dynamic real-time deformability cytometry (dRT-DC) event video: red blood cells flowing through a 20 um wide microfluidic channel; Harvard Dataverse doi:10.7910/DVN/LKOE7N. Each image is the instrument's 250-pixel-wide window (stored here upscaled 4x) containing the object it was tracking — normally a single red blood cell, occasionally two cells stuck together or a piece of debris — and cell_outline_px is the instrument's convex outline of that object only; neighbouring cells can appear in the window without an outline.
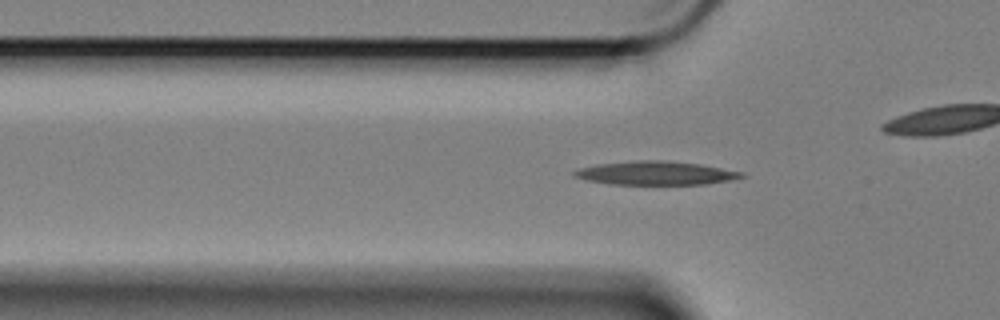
{"species": "Egyptian fruit bat (a non-hibernating species)", "species_latin": "Rousettus aegyptiacus", "temperature_condition": "cold", "stored_images_in_passage": 59, "camera_frame_rate_fps": 3000, "um_per_image_px": 0.085, "animal": {"sex": "female"}, "frame": {"image": 1, "passage_image": 17, "time_ms": 5.333, "image_size_px": [1000, 320], "cell_outline_px": [[748, 176], [732, 180], [704, 184], [608, 184], [588, 180], [572, 176], [572, 172], [580, 168], [596, 164], [636, 160], [668, 160], [700, 164], [744, 172]], "centroid_in_image_um": [55.76, 14.7], "position_along_channel_um": 70.0, "area_um2": 23.18}}
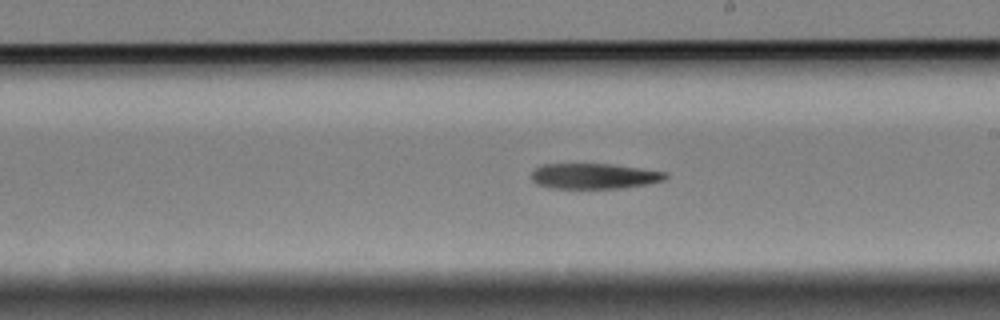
{"frame": {"image": 2, "passage_image": 32, "time_ms": 10.333, "image_size_px": [1000, 320], "cell_outline_px": [[668, 176], [664, 180], [648, 184], [624, 188], [552, 188], [536, 184], [532, 180], [532, 172], [540, 164], [608, 164], [668, 172]], "centroid_in_image_um": [50.51, 14.97], "position_along_channel_um": 238.5, "area_um2": 19.88}}
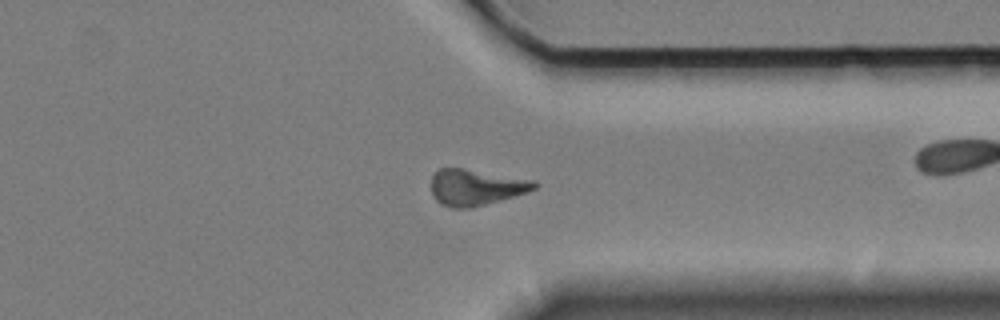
{"frame": {"image": 3, "passage_image": 44, "time_ms": 14.333, "image_size_px": [1000, 320], "cell_outline_px": [[540, 184], [536, 188], [512, 196], [472, 208], [452, 208], [440, 204], [432, 196], [432, 176], [440, 168], [460, 168], [536, 180]], "centroid_in_image_um": [40.43, 15.92], "position_along_channel_um": 371.0, "area_um2": 21.5}, "authors_computed_cell_mechanics": {"area_um2": 21.5594, "velocity_mm_per_s": 3.3494, "shape_relaxation_time_tau1_ms": 6.5638, "shape_relaxation_time_tau2_ms": null, "deformation_change_tau1": 0.1402, "deformation_change_tau2": null}}